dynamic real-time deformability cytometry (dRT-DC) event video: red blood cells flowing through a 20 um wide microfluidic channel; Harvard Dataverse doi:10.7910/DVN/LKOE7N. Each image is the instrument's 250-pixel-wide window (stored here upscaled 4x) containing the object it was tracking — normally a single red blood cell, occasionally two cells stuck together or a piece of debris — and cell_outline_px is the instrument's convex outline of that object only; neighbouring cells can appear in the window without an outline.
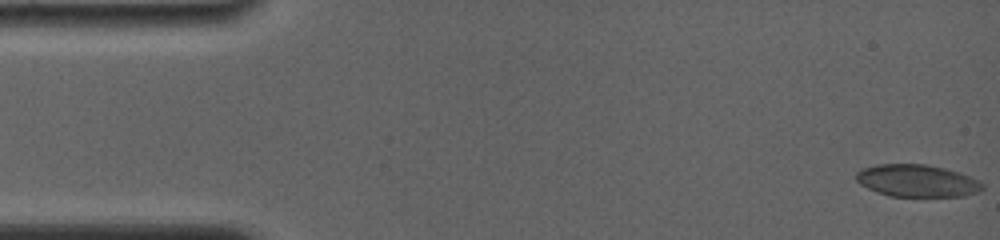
{"species": "common noctule bat (a hibernating species)", "species_latin": "Nyctalus noctula", "temperature_condition": "room temperature", "stored_images_in_passage": 45, "camera_frame_rate_fps": 4000, "um_per_image_px": 0.085, "animal": {"sex": "female", "body_mass_g": 19.0, "forearm_length_mm": 56.7}, "frame": {"image": 1, "passage_image": 1, "time_ms": 0.0, "image_size_px": [1000, 240], "cell_outline_px": [[984, 188], [980, 192], [964, 196], [888, 196], [868, 188], [860, 184], [856, 180], [856, 172], [864, 168], [876, 164], [924, 164], [944, 168], [960, 172], [984, 184]], "centroid_in_image_um": [77.96, 15.36], "position_along_channel_um": 7.0, "area_um2": 23.7}}
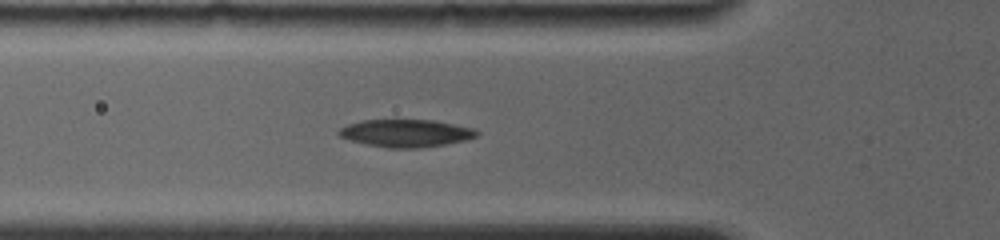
{"frame": {"image": 2, "passage_image": 39, "time_ms": 5.5, "image_size_px": [1000, 240], "cell_outline_px": [[480, 132], [476, 136], [468, 140], [444, 144], [416, 148], [392, 148], [368, 144], [352, 140], [340, 136], [336, 132], [340, 128], [348, 124], [364, 120], [436, 120], [476, 128]], "centroid_in_image_um": [34.57, 11.31], "position_along_channel_um": 91.2, "area_um2": 22.08}}
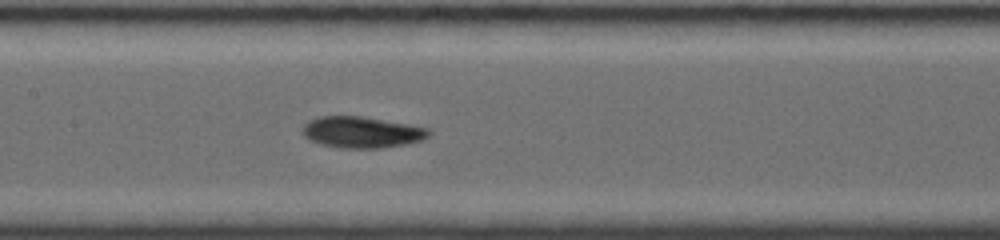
{"frame": {"image": 3, "passage_image": 45, "time_ms": 7.75, "image_size_px": [1000, 240], "cell_outline_px": [[432, 132], [424, 140], [404, 144], [380, 148], [340, 148], [320, 144], [308, 140], [304, 136], [304, 124], [308, 120], [320, 116], [360, 116], [408, 124], [428, 128]], "centroid_in_image_um": [30.74, 11.24], "position_along_channel_um": 176.7, "area_um2": 23.0}}